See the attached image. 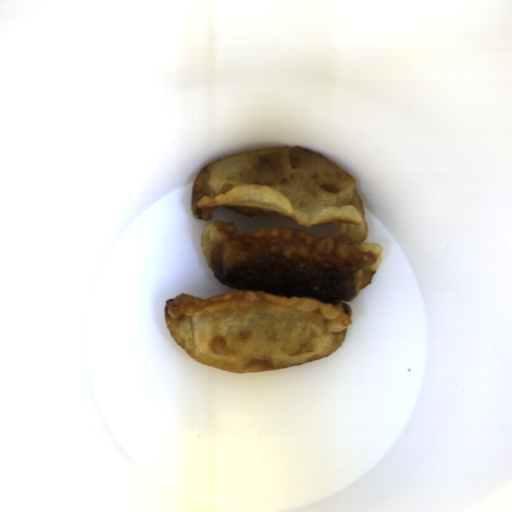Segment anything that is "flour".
I'll return each mask as SVG.
<instances>
[{
    "label": "flour",
    "instance_id": "flour-1",
    "mask_svg": "<svg viewBox=\"0 0 512 512\" xmlns=\"http://www.w3.org/2000/svg\"><path fill=\"white\" fill-rule=\"evenodd\" d=\"M227 208L275 215L301 227L336 223V238L291 227L240 232L215 219L201 250L230 289L210 298L179 294L164 322L183 352L230 374H255L318 361L337 352L350 329L352 301L378 273L383 249L369 229L348 170L305 147L275 146L209 162L192 183L193 217Z\"/></svg>",
    "mask_w": 512,
    "mask_h": 512
}]
</instances>
